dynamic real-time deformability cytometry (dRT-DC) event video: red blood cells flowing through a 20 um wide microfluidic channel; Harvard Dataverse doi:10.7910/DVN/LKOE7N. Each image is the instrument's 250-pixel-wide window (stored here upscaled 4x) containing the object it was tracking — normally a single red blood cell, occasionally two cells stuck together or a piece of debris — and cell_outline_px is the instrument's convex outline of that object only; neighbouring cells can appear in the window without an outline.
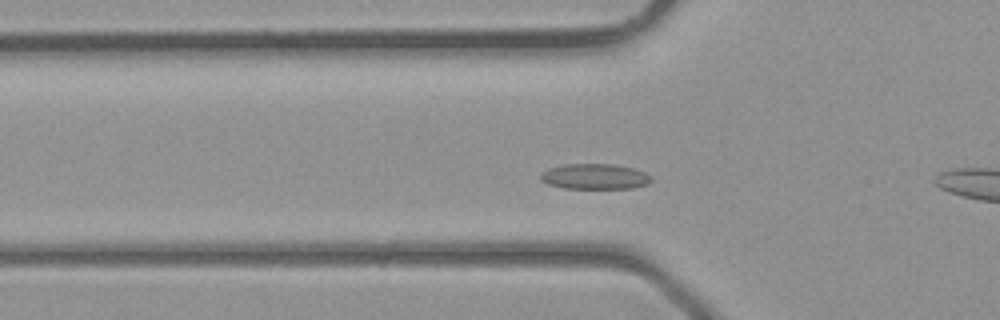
{"species": "common noctule bat (a hibernating species)", "species_latin": "Nyctalus noctula", "temperature_condition": "room temperature", "stored_images_in_passage": 28, "camera_frame_rate_fps": 3000, "um_per_image_px": 0.085, "animal": {"sex": "male", "body_mass_g": 23.1, "forearm_length_mm": 52.7}, "frame": {"image": 1, "passage_image": 7, "time_ms": 2.0, "image_size_px": [1000, 320], "cell_outline_px": [[652, 180], [648, 184], [632, 188], [564, 188], [548, 184], [540, 176], [548, 168], [564, 164], [612, 164], [632, 168], [644, 172], [652, 176]], "centroid_in_image_um": [50.59, 15.0], "position_along_channel_um": 75.2, "area_um2": 16.24}}
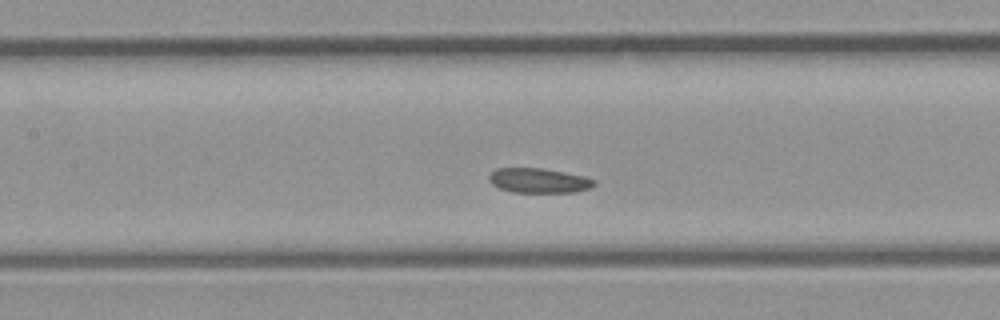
{"frame": {"image": 2, "passage_image": 12, "time_ms": 3.667, "image_size_px": [1000, 320], "cell_outline_px": [[596, 184], [592, 188], [572, 192], [512, 192], [500, 188], [492, 184], [488, 180], [488, 176], [496, 168], [540, 168], [564, 172], [584, 176], [596, 180]], "centroid_in_image_um": [45.8, 15.34], "position_along_channel_um": 161.6, "area_um2": 15.14}}
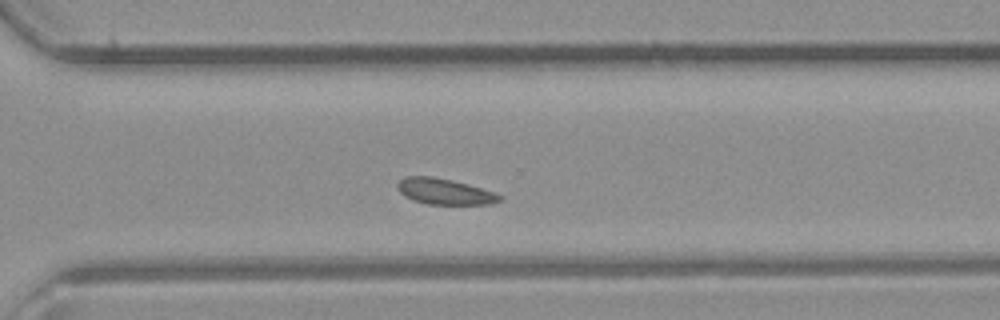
{"frame": {"image": 3, "passage_image": 22, "time_ms": 7.0, "image_size_px": [1000, 320], "cell_outline_px": [[504, 200], [492, 204], [428, 204], [404, 196], [396, 188], [396, 184], [404, 176], [432, 176], [452, 180], [468, 184], [496, 192], [504, 196]], "centroid_in_image_um": [37.84, 16.27], "position_along_channel_um": 332.8, "area_um2": 15.61}}